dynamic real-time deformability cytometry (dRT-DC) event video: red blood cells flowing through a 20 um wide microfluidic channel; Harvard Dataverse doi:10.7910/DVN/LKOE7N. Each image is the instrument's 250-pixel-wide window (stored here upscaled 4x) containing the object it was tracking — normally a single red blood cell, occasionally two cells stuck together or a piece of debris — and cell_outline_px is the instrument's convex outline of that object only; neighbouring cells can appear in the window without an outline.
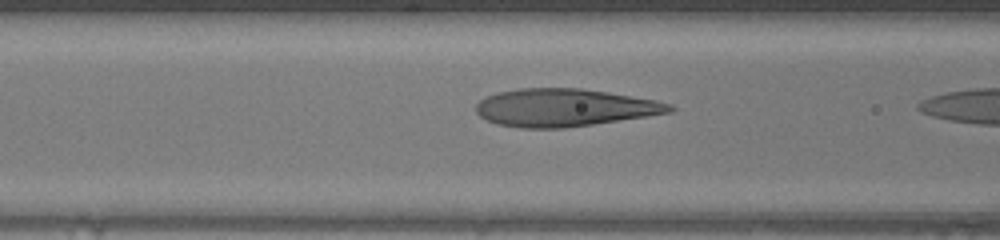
{"species": "human", "species_latin": "Homo sapiens", "temperature_condition": "warm", "stored_images_in_passage": 5, "camera_frame_rate_fps": 3000, "um_per_image_px": 0.085, "donor": {"sex": "female"}, "frame": {"image": 1, "passage_image": 4, "time_ms": 1.0, "image_size_px": [1000, 240], "cell_outline_px": [[676, 108], [672, 112], [648, 116], [564, 128], [520, 128], [496, 124], [480, 116], [476, 112], [476, 104], [480, 100], [488, 96], [500, 92], [516, 88], [580, 88], [608, 92], [656, 100], [672, 104]], "centroid_in_image_um": [47.99, 9.15], "position_along_channel_um": 118.6, "area_um2": 42.48}}